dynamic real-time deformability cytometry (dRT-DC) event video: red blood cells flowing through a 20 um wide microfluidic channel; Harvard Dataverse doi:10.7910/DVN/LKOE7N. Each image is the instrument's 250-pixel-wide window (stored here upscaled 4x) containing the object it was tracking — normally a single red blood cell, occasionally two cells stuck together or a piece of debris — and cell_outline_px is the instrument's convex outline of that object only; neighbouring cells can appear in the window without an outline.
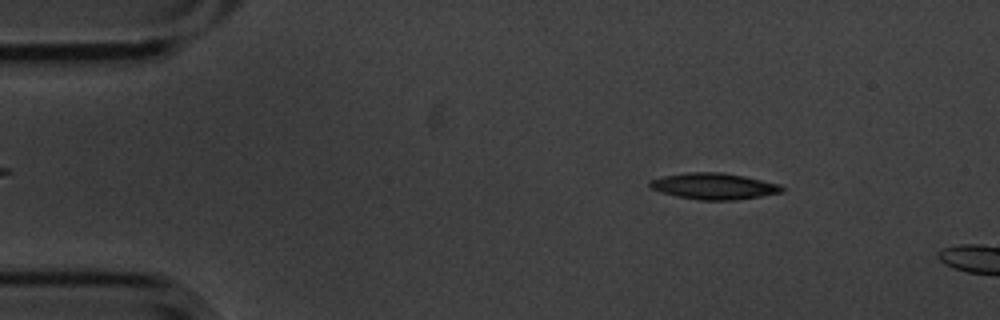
{"species": "common noctule bat (a hibernating species)", "species_latin": "Nyctalus noctula", "temperature_condition": "cold", "stored_images_in_passage": 3, "camera_frame_rate_fps": 3000, "um_per_image_px": 0.085, "animal": {"sex": "male", "body_mass_g": 20.1, "forearm_length_mm": 53.5}, "frame": {"image": 1, "passage_image": 2, "time_ms": 0.333, "image_size_px": [1000, 320], "cell_outline_px": [[784, 192], [736, 200], [700, 200], [676, 196], [660, 192], [652, 188], [648, 184], [648, 180], [664, 176], [688, 172], [720, 172], [744, 176], [780, 184], [784, 188]], "centroid_in_image_um": [60.68, 15.83], "position_along_channel_um": 24.3, "area_um2": 20.23}}